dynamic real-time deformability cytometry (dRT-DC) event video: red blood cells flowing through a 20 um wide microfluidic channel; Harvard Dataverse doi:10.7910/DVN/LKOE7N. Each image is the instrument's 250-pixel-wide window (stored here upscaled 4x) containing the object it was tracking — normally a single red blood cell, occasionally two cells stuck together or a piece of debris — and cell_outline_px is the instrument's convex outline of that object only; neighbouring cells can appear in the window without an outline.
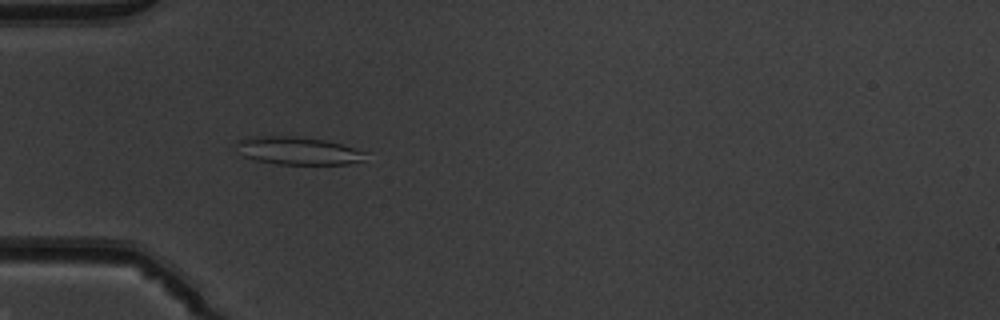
{"species": "common noctule bat (a hibernating species)", "species_latin": "Nyctalus noctula", "temperature_condition": "warm", "stored_images_in_passage": 36, "camera_frame_rate_fps": 3000, "um_per_image_px": 0.085, "animal": {"sex": "male", "body_mass_g": 19.5, "forearm_length_mm": 54.6}, "frame": {"image": 1, "passage_image": 5, "time_ms": 1.333, "image_size_px": [1000, 320], "cell_outline_px": [[368, 152], [364, 160], [348, 164], [276, 164], [256, 160], [244, 156], [236, 144], [236, 140], [252, 136], [296, 136], [324, 140], [340, 144]], "centroid_in_image_um": [25.34, 12.81], "position_along_channel_um": 59.7, "area_um2": 20.87}}
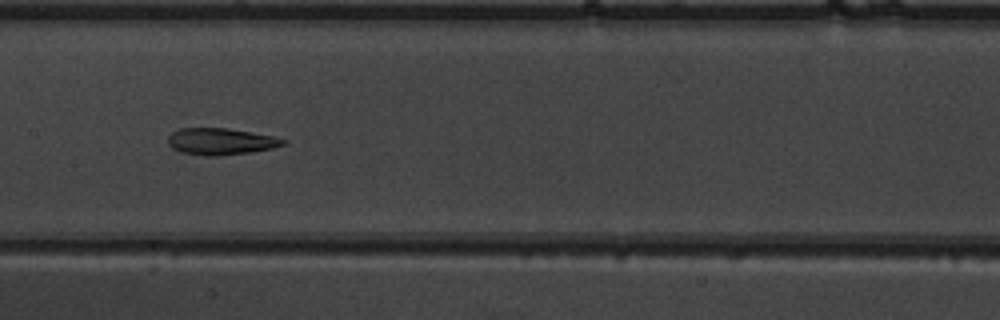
{"frame": {"image": 2, "passage_image": 15, "time_ms": 4.667, "image_size_px": [1000, 320], "cell_outline_px": [[288, 140], [284, 144], [272, 148], [248, 152], [216, 156], [204, 156], [180, 152], [172, 148], [168, 144], [168, 136], [172, 132], [180, 128], [228, 128], [272, 136]], "centroid_in_image_um": [18.72, 12.02], "position_along_channel_um": 188.7, "area_um2": 17.8}}
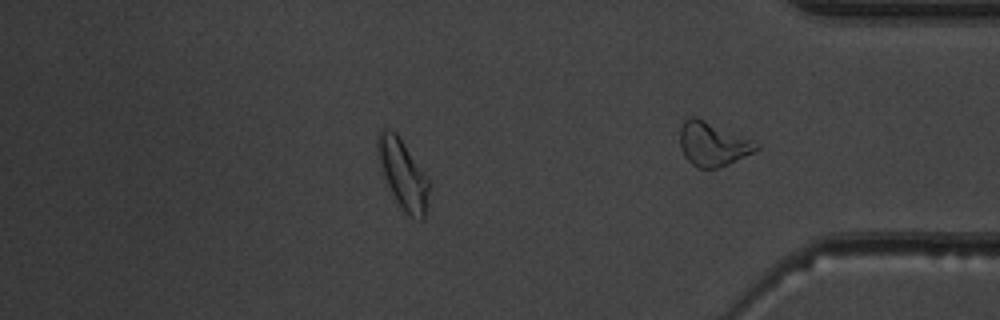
{"frame": {"image": 3, "passage_image": 29, "time_ms": 9.333, "image_size_px": [1000, 320], "cell_outline_px": [[428, 204], [424, 220], [420, 220], [412, 216], [396, 200], [384, 176], [376, 156], [376, 136], [380, 128], [388, 128], [396, 132], [428, 180]], "centroid_in_image_um": [34.2, 14.73], "position_along_channel_um": 401.0, "area_um2": 20.23}, "authors_computed_cell_mechanics": {"area_um2": 18.3515, "velocity_mm_per_s": 4.0273, "shape_relaxation_time_tau1_ms": 10.2351, "shape_relaxation_time_tau2_ms": 3.5325, "deformation_change_tau1": 0.2301, "deformation_change_tau2": 0.1174}}